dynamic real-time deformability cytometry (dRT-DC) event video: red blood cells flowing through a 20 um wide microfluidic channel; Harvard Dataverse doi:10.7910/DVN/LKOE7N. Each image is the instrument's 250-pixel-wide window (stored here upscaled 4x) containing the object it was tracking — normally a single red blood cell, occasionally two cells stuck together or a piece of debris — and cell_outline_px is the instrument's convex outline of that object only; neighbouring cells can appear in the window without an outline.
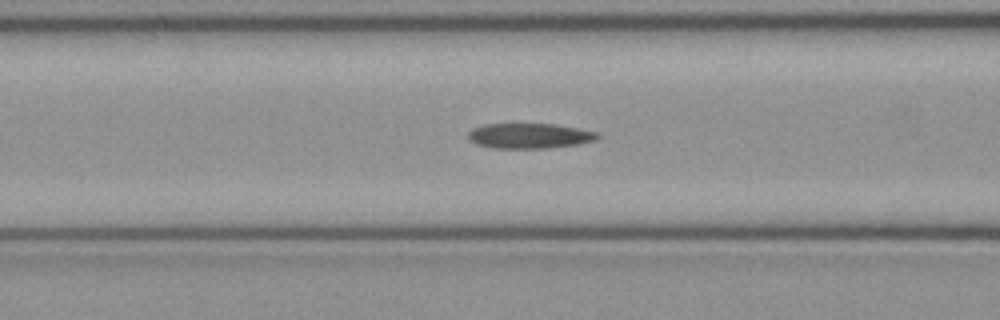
{"species": "common noctule bat (a hibernating species)", "species_latin": "Nyctalus noctula", "temperature_condition": "cold", "stored_images_in_passage": 37, "camera_frame_rate_fps": 3000, "um_per_image_px": 0.085, "animal": {"sex": "female", "body_mass_g": 21.9}, "frame": {"image": 1, "passage_image": 16, "time_ms": 5.0, "image_size_px": [1000, 320], "cell_outline_px": [[600, 136], [596, 140], [576, 144], [548, 148], [492, 148], [476, 144], [468, 140], [468, 132], [472, 128], [484, 124], [556, 124], [596, 132]], "centroid_in_image_um": [44.95, 11.54], "position_along_channel_um": 121.6, "area_um2": 18.96}}
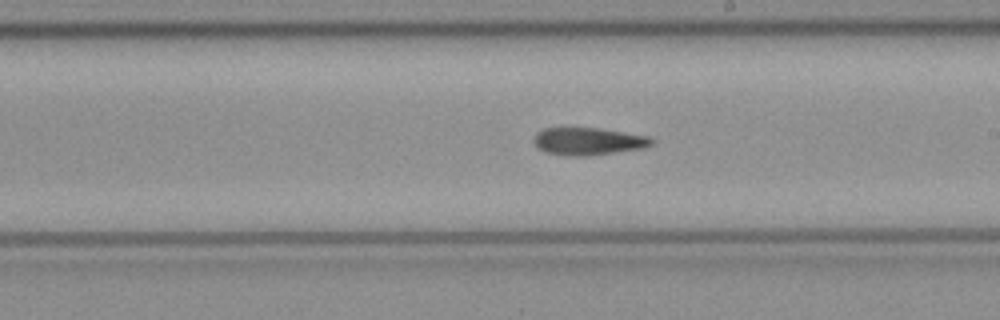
{"frame": {"image": 2, "passage_image": 25, "time_ms": 8.0, "image_size_px": [1000, 320], "cell_outline_px": [[652, 144], [640, 148], [588, 156], [572, 156], [548, 152], [540, 148], [536, 144], [536, 132], [544, 128], [596, 128], [648, 136], [652, 140]], "centroid_in_image_um": [49.99, 12.0], "position_along_channel_um": 239.0, "area_um2": 18.21}}
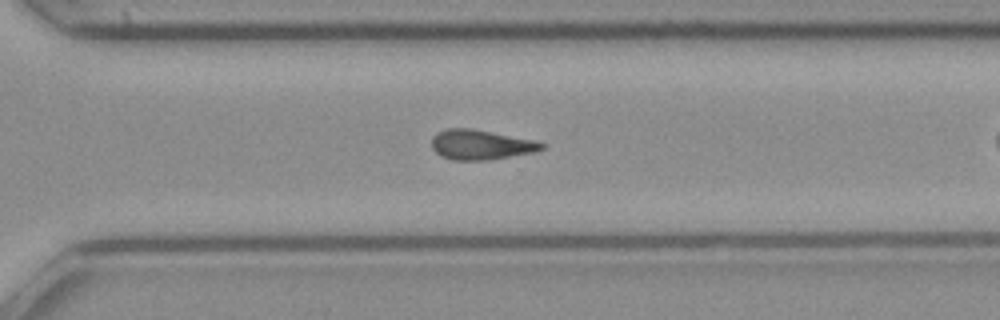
{"frame": {"image": 3, "passage_image": 32, "time_ms": 10.333, "image_size_px": [1000, 320], "cell_outline_px": [[544, 148], [532, 152], [488, 160], [452, 160], [440, 156], [432, 148], [432, 136], [436, 132], [448, 128], [472, 128], [532, 140], [544, 144]], "centroid_in_image_um": [40.79, 12.3], "position_along_channel_um": 329.8, "area_um2": 18.96}}